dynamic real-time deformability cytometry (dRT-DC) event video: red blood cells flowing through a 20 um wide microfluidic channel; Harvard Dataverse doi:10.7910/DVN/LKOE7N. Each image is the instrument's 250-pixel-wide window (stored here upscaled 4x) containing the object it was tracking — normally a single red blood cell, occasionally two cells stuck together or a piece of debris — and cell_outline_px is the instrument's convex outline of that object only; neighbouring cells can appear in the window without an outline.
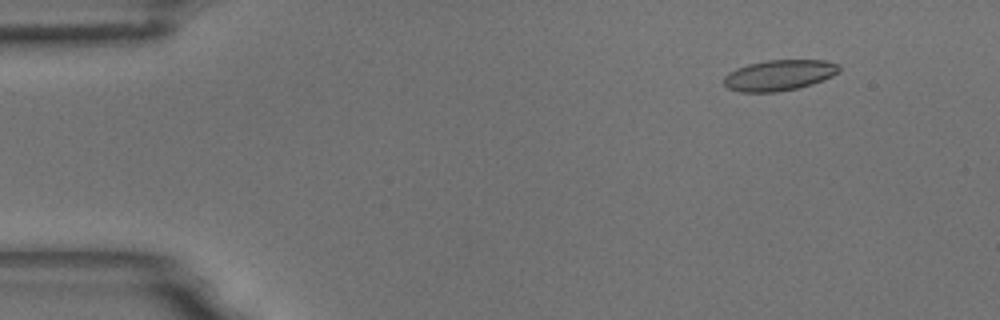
{"species": "common noctule bat (a hibernating species)", "species_latin": "Nyctalus noctula", "temperature_condition": "room temperature", "stored_images_in_passage": 4, "camera_frame_rate_fps": 3000, "um_per_image_px": 0.085, "animal": {"sex": "male", "body_mass_g": 18.8}, "frame": {"image": 1, "passage_image": 2, "time_ms": 0.333, "image_size_px": [1000, 320], "cell_outline_px": [[840, 72], [824, 80], [812, 84], [796, 88], [776, 92], [740, 92], [728, 88], [724, 84], [724, 76], [728, 72], [736, 68], [748, 64], [768, 60], [824, 60], [840, 64]], "centroid_in_image_um": [66.24, 6.39], "position_along_channel_um": 18.8, "area_um2": 20.75}}